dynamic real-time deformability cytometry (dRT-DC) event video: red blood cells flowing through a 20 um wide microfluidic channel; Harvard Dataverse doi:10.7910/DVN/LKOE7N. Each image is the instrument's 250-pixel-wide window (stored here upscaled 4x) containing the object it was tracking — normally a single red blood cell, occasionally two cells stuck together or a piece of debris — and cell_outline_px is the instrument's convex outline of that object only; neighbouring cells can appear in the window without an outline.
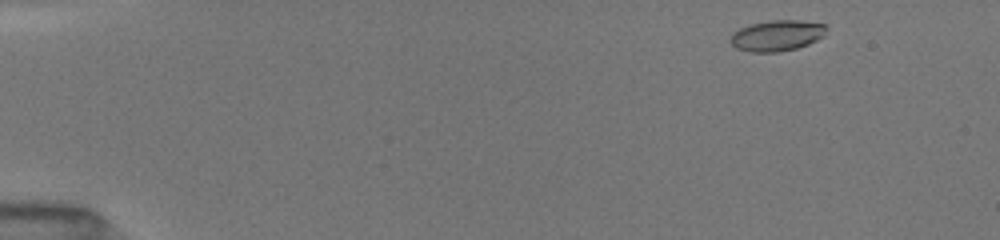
{"species": "common noctule bat (a hibernating species)", "species_latin": "Nyctalus noctula", "temperature_condition": "room temperature", "stored_images_in_passage": 22, "camera_frame_rate_fps": 3000, "um_per_image_px": 0.085, "animal": {"sex": "female", "body_mass_g": 19.5, "forearm_length_mm": 54.1}, "frame": {"image": 1, "passage_image": 1, "time_ms": 0.0, "image_size_px": [1000, 240], "cell_outline_px": [[828, 28], [824, 36], [808, 44], [796, 48], [776, 52], [752, 52], [736, 48], [728, 40], [732, 32], [740, 28], [752, 24], [772, 20], [800, 20], [828, 24]], "centroid_in_image_um": [66.06, 3.01], "position_along_channel_um": 18.9, "area_um2": 17.4}}
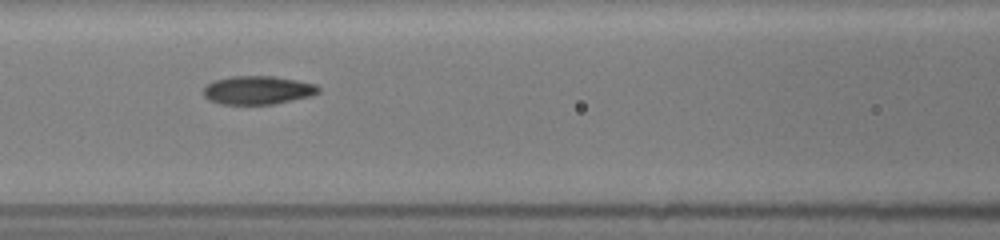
{"frame": {"image": 2, "passage_image": 9, "time_ms": 6.0, "image_size_px": [1000, 240], "cell_outline_px": [[320, 92], [312, 96], [272, 104], [220, 104], [208, 100], [204, 96], [204, 88], [208, 84], [216, 80], [232, 76], [272, 76], [296, 80], [316, 84], [320, 88]], "centroid_in_image_um": [21.93, 7.66], "position_along_channel_um": 144.7, "area_um2": 19.02}}
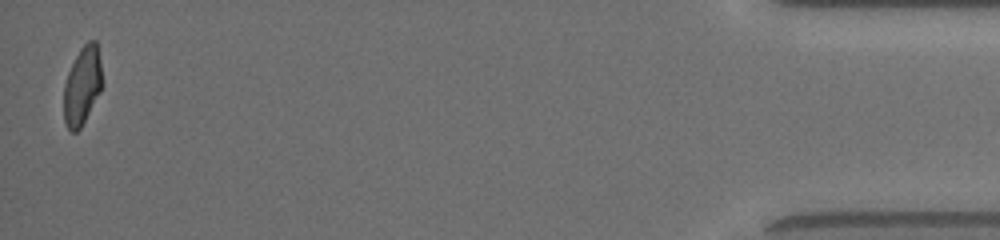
{"frame": {"image": 3, "passage_image": 22, "time_ms": 15.0, "image_size_px": [1000, 240], "cell_outline_px": [[104, 84], [100, 92], [80, 128], [76, 132], [72, 132], [64, 124], [64, 84], [68, 72], [80, 48], [88, 40], [96, 40], [100, 60]], "centroid_in_image_um": [7.01, 7.27], "position_along_channel_um": 428.2, "area_um2": 17.57}, "authors_computed_cell_mechanics": {"area_um2": 18.3515, "velocity_mm_per_s": 4.0601, "shape_relaxation_time_tau1_ms": 4.0703, "shape_relaxation_time_tau2_ms": 1.5926, "deformation_change_tau1": 0.1359, "deformation_change_tau2": 0.0535}}